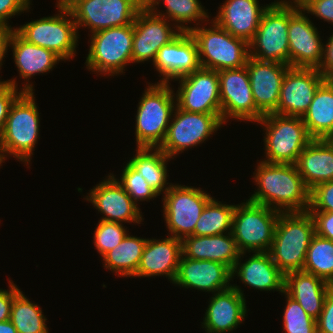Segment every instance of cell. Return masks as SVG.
<instances>
[{
  "instance_id": "1",
  "label": "cell",
  "mask_w": 333,
  "mask_h": 333,
  "mask_svg": "<svg viewBox=\"0 0 333 333\" xmlns=\"http://www.w3.org/2000/svg\"><path fill=\"white\" fill-rule=\"evenodd\" d=\"M257 190L248 199L280 212H304L310 208V190L296 164H272L259 161L255 169Z\"/></svg>"
},
{
  "instance_id": "2",
  "label": "cell",
  "mask_w": 333,
  "mask_h": 333,
  "mask_svg": "<svg viewBox=\"0 0 333 333\" xmlns=\"http://www.w3.org/2000/svg\"><path fill=\"white\" fill-rule=\"evenodd\" d=\"M315 234V222L309 211L280 212L269 254L284 275L303 270Z\"/></svg>"
},
{
  "instance_id": "3",
  "label": "cell",
  "mask_w": 333,
  "mask_h": 333,
  "mask_svg": "<svg viewBox=\"0 0 333 333\" xmlns=\"http://www.w3.org/2000/svg\"><path fill=\"white\" fill-rule=\"evenodd\" d=\"M155 83L148 84L144 89L145 93L137 106L135 115L137 147L159 148L161 146L176 107V97L170 87L171 83Z\"/></svg>"
},
{
  "instance_id": "4",
  "label": "cell",
  "mask_w": 333,
  "mask_h": 333,
  "mask_svg": "<svg viewBox=\"0 0 333 333\" xmlns=\"http://www.w3.org/2000/svg\"><path fill=\"white\" fill-rule=\"evenodd\" d=\"M34 96V92H23L14 101L0 137L5 159L7 155L13 156L26 166L30 165L40 134V115Z\"/></svg>"
},
{
  "instance_id": "5",
  "label": "cell",
  "mask_w": 333,
  "mask_h": 333,
  "mask_svg": "<svg viewBox=\"0 0 333 333\" xmlns=\"http://www.w3.org/2000/svg\"><path fill=\"white\" fill-rule=\"evenodd\" d=\"M212 26H194L189 31L195 39L201 68L222 71L246 66L249 43L235 37L210 19Z\"/></svg>"
},
{
  "instance_id": "6",
  "label": "cell",
  "mask_w": 333,
  "mask_h": 333,
  "mask_svg": "<svg viewBox=\"0 0 333 333\" xmlns=\"http://www.w3.org/2000/svg\"><path fill=\"white\" fill-rule=\"evenodd\" d=\"M264 126L266 160L272 164H296L300 153L313 140L302 117L275 113L264 115L258 122Z\"/></svg>"
},
{
  "instance_id": "7",
  "label": "cell",
  "mask_w": 333,
  "mask_h": 333,
  "mask_svg": "<svg viewBox=\"0 0 333 333\" xmlns=\"http://www.w3.org/2000/svg\"><path fill=\"white\" fill-rule=\"evenodd\" d=\"M56 6L58 14L32 20L18 28L14 27V30L28 43L54 52L65 62L75 56L79 34L68 7Z\"/></svg>"
},
{
  "instance_id": "8",
  "label": "cell",
  "mask_w": 333,
  "mask_h": 333,
  "mask_svg": "<svg viewBox=\"0 0 333 333\" xmlns=\"http://www.w3.org/2000/svg\"><path fill=\"white\" fill-rule=\"evenodd\" d=\"M133 36V23L92 33L85 62L87 70L105 76L125 73L126 65L132 63Z\"/></svg>"
},
{
  "instance_id": "9",
  "label": "cell",
  "mask_w": 333,
  "mask_h": 333,
  "mask_svg": "<svg viewBox=\"0 0 333 333\" xmlns=\"http://www.w3.org/2000/svg\"><path fill=\"white\" fill-rule=\"evenodd\" d=\"M280 211L250 201L236 205L231 233L239 251L269 252Z\"/></svg>"
},
{
  "instance_id": "10",
  "label": "cell",
  "mask_w": 333,
  "mask_h": 333,
  "mask_svg": "<svg viewBox=\"0 0 333 333\" xmlns=\"http://www.w3.org/2000/svg\"><path fill=\"white\" fill-rule=\"evenodd\" d=\"M249 57L289 65L288 4L284 0L269 3L263 12L249 42Z\"/></svg>"
},
{
  "instance_id": "11",
  "label": "cell",
  "mask_w": 333,
  "mask_h": 333,
  "mask_svg": "<svg viewBox=\"0 0 333 333\" xmlns=\"http://www.w3.org/2000/svg\"><path fill=\"white\" fill-rule=\"evenodd\" d=\"M165 139L159 147L170 158L198 146L223 125L221 113L187 112L177 105L173 111Z\"/></svg>"
},
{
  "instance_id": "12",
  "label": "cell",
  "mask_w": 333,
  "mask_h": 333,
  "mask_svg": "<svg viewBox=\"0 0 333 333\" xmlns=\"http://www.w3.org/2000/svg\"><path fill=\"white\" fill-rule=\"evenodd\" d=\"M213 197L202 188L171 184L163 194V217L170 236L182 240L194 233L196 222Z\"/></svg>"
},
{
  "instance_id": "13",
  "label": "cell",
  "mask_w": 333,
  "mask_h": 333,
  "mask_svg": "<svg viewBox=\"0 0 333 333\" xmlns=\"http://www.w3.org/2000/svg\"><path fill=\"white\" fill-rule=\"evenodd\" d=\"M144 0H73L67 7L77 31L87 27L90 33L134 23Z\"/></svg>"
},
{
  "instance_id": "14",
  "label": "cell",
  "mask_w": 333,
  "mask_h": 333,
  "mask_svg": "<svg viewBox=\"0 0 333 333\" xmlns=\"http://www.w3.org/2000/svg\"><path fill=\"white\" fill-rule=\"evenodd\" d=\"M221 120L258 122L264 115L253 100L247 67L218 71Z\"/></svg>"
},
{
  "instance_id": "15",
  "label": "cell",
  "mask_w": 333,
  "mask_h": 333,
  "mask_svg": "<svg viewBox=\"0 0 333 333\" xmlns=\"http://www.w3.org/2000/svg\"><path fill=\"white\" fill-rule=\"evenodd\" d=\"M176 105L187 112L221 113L218 71L200 68L176 79Z\"/></svg>"
},
{
  "instance_id": "16",
  "label": "cell",
  "mask_w": 333,
  "mask_h": 333,
  "mask_svg": "<svg viewBox=\"0 0 333 333\" xmlns=\"http://www.w3.org/2000/svg\"><path fill=\"white\" fill-rule=\"evenodd\" d=\"M171 25L169 20L143 6L133 23L132 63L154 62L158 50L181 33L174 24Z\"/></svg>"
},
{
  "instance_id": "17",
  "label": "cell",
  "mask_w": 333,
  "mask_h": 333,
  "mask_svg": "<svg viewBox=\"0 0 333 333\" xmlns=\"http://www.w3.org/2000/svg\"><path fill=\"white\" fill-rule=\"evenodd\" d=\"M303 10L288 5L289 66L317 68L322 60L320 33Z\"/></svg>"
},
{
  "instance_id": "18",
  "label": "cell",
  "mask_w": 333,
  "mask_h": 333,
  "mask_svg": "<svg viewBox=\"0 0 333 333\" xmlns=\"http://www.w3.org/2000/svg\"><path fill=\"white\" fill-rule=\"evenodd\" d=\"M325 80L316 68L289 67L283 79L278 115L303 117L319 85Z\"/></svg>"
},
{
  "instance_id": "19",
  "label": "cell",
  "mask_w": 333,
  "mask_h": 333,
  "mask_svg": "<svg viewBox=\"0 0 333 333\" xmlns=\"http://www.w3.org/2000/svg\"><path fill=\"white\" fill-rule=\"evenodd\" d=\"M85 197L104 216L100 220L117 223H137L144 220L140 207L112 174L96 184Z\"/></svg>"
},
{
  "instance_id": "20",
  "label": "cell",
  "mask_w": 333,
  "mask_h": 333,
  "mask_svg": "<svg viewBox=\"0 0 333 333\" xmlns=\"http://www.w3.org/2000/svg\"><path fill=\"white\" fill-rule=\"evenodd\" d=\"M160 73L159 83H170L201 68L198 47L190 32H181L162 46L153 62Z\"/></svg>"
},
{
  "instance_id": "21",
  "label": "cell",
  "mask_w": 333,
  "mask_h": 333,
  "mask_svg": "<svg viewBox=\"0 0 333 333\" xmlns=\"http://www.w3.org/2000/svg\"><path fill=\"white\" fill-rule=\"evenodd\" d=\"M240 286L214 293L203 318L206 333H226L237 329L247 315L246 299Z\"/></svg>"
},
{
  "instance_id": "22",
  "label": "cell",
  "mask_w": 333,
  "mask_h": 333,
  "mask_svg": "<svg viewBox=\"0 0 333 333\" xmlns=\"http://www.w3.org/2000/svg\"><path fill=\"white\" fill-rule=\"evenodd\" d=\"M246 67L257 109L263 115L274 113L278 107L283 79L290 66L249 57Z\"/></svg>"
},
{
  "instance_id": "23",
  "label": "cell",
  "mask_w": 333,
  "mask_h": 333,
  "mask_svg": "<svg viewBox=\"0 0 333 333\" xmlns=\"http://www.w3.org/2000/svg\"><path fill=\"white\" fill-rule=\"evenodd\" d=\"M231 281V270L226 265L182 255L173 284L214 294L229 289Z\"/></svg>"
},
{
  "instance_id": "24",
  "label": "cell",
  "mask_w": 333,
  "mask_h": 333,
  "mask_svg": "<svg viewBox=\"0 0 333 333\" xmlns=\"http://www.w3.org/2000/svg\"><path fill=\"white\" fill-rule=\"evenodd\" d=\"M182 256L181 240L173 236L165 239H148L143 250L136 277L166 276L174 282L180 258Z\"/></svg>"
},
{
  "instance_id": "25",
  "label": "cell",
  "mask_w": 333,
  "mask_h": 333,
  "mask_svg": "<svg viewBox=\"0 0 333 333\" xmlns=\"http://www.w3.org/2000/svg\"><path fill=\"white\" fill-rule=\"evenodd\" d=\"M253 255L248 259L244 258L246 252H242L239 259L231 270V279L239 277L245 286L260 291H279L284 293L285 275L279 270L272 261L269 252H252ZM240 261V262H239Z\"/></svg>"
},
{
  "instance_id": "26",
  "label": "cell",
  "mask_w": 333,
  "mask_h": 333,
  "mask_svg": "<svg viewBox=\"0 0 333 333\" xmlns=\"http://www.w3.org/2000/svg\"><path fill=\"white\" fill-rule=\"evenodd\" d=\"M268 4L259 5L258 0H226L219 7L214 21L231 35L248 43L253 39Z\"/></svg>"
},
{
  "instance_id": "27",
  "label": "cell",
  "mask_w": 333,
  "mask_h": 333,
  "mask_svg": "<svg viewBox=\"0 0 333 333\" xmlns=\"http://www.w3.org/2000/svg\"><path fill=\"white\" fill-rule=\"evenodd\" d=\"M8 47L13 49V59L19 76L28 82L20 89L22 92H33L34 86L28 80L36 74L52 71L53 67L62 60L54 52L28 43L15 30L11 33Z\"/></svg>"
},
{
  "instance_id": "28",
  "label": "cell",
  "mask_w": 333,
  "mask_h": 333,
  "mask_svg": "<svg viewBox=\"0 0 333 333\" xmlns=\"http://www.w3.org/2000/svg\"><path fill=\"white\" fill-rule=\"evenodd\" d=\"M181 243L184 257L220 262L230 270L241 254L231 232L212 236L190 235L184 237Z\"/></svg>"
},
{
  "instance_id": "29",
  "label": "cell",
  "mask_w": 333,
  "mask_h": 333,
  "mask_svg": "<svg viewBox=\"0 0 333 333\" xmlns=\"http://www.w3.org/2000/svg\"><path fill=\"white\" fill-rule=\"evenodd\" d=\"M332 288L333 286L323 279L304 271H293L285 275L284 292L315 320L321 314L325 299Z\"/></svg>"
},
{
  "instance_id": "30",
  "label": "cell",
  "mask_w": 333,
  "mask_h": 333,
  "mask_svg": "<svg viewBox=\"0 0 333 333\" xmlns=\"http://www.w3.org/2000/svg\"><path fill=\"white\" fill-rule=\"evenodd\" d=\"M296 166L310 191L332 181L333 139H313L300 153Z\"/></svg>"
},
{
  "instance_id": "31",
  "label": "cell",
  "mask_w": 333,
  "mask_h": 333,
  "mask_svg": "<svg viewBox=\"0 0 333 333\" xmlns=\"http://www.w3.org/2000/svg\"><path fill=\"white\" fill-rule=\"evenodd\" d=\"M312 139H333V88L324 80L302 117Z\"/></svg>"
},
{
  "instance_id": "32",
  "label": "cell",
  "mask_w": 333,
  "mask_h": 333,
  "mask_svg": "<svg viewBox=\"0 0 333 333\" xmlns=\"http://www.w3.org/2000/svg\"><path fill=\"white\" fill-rule=\"evenodd\" d=\"M136 154L127 163L139 174L159 195L170 188L168 183L167 162L172 159L159 148L137 147ZM169 184V185H168ZM168 185V186H167Z\"/></svg>"
},
{
  "instance_id": "33",
  "label": "cell",
  "mask_w": 333,
  "mask_h": 333,
  "mask_svg": "<svg viewBox=\"0 0 333 333\" xmlns=\"http://www.w3.org/2000/svg\"><path fill=\"white\" fill-rule=\"evenodd\" d=\"M147 239L127 234L114 249L108 251L101 258L107 270L119 277H133L139 267Z\"/></svg>"
},
{
  "instance_id": "34",
  "label": "cell",
  "mask_w": 333,
  "mask_h": 333,
  "mask_svg": "<svg viewBox=\"0 0 333 333\" xmlns=\"http://www.w3.org/2000/svg\"><path fill=\"white\" fill-rule=\"evenodd\" d=\"M162 1L164 7H166V12L163 11V13L157 10L156 7H159ZM144 6L154 14L175 22L173 24L181 32H189L192 29L191 26H187L189 22H195L198 26L201 25L199 21L201 23L202 21H209L208 12L205 11L199 0H144Z\"/></svg>"
},
{
  "instance_id": "35",
  "label": "cell",
  "mask_w": 333,
  "mask_h": 333,
  "mask_svg": "<svg viewBox=\"0 0 333 333\" xmlns=\"http://www.w3.org/2000/svg\"><path fill=\"white\" fill-rule=\"evenodd\" d=\"M235 207L212 198L203 209L192 235L212 236L231 232Z\"/></svg>"
},
{
  "instance_id": "36",
  "label": "cell",
  "mask_w": 333,
  "mask_h": 333,
  "mask_svg": "<svg viewBox=\"0 0 333 333\" xmlns=\"http://www.w3.org/2000/svg\"><path fill=\"white\" fill-rule=\"evenodd\" d=\"M17 330V333H48L46 318L42 309L22 291L14 298L9 319Z\"/></svg>"
},
{
  "instance_id": "37",
  "label": "cell",
  "mask_w": 333,
  "mask_h": 333,
  "mask_svg": "<svg viewBox=\"0 0 333 333\" xmlns=\"http://www.w3.org/2000/svg\"><path fill=\"white\" fill-rule=\"evenodd\" d=\"M302 271L314 274L333 286V240L315 234Z\"/></svg>"
},
{
  "instance_id": "38",
  "label": "cell",
  "mask_w": 333,
  "mask_h": 333,
  "mask_svg": "<svg viewBox=\"0 0 333 333\" xmlns=\"http://www.w3.org/2000/svg\"><path fill=\"white\" fill-rule=\"evenodd\" d=\"M286 306L283 313V330L285 333H317L316 320L310 317L300 304L283 293Z\"/></svg>"
},
{
  "instance_id": "39",
  "label": "cell",
  "mask_w": 333,
  "mask_h": 333,
  "mask_svg": "<svg viewBox=\"0 0 333 333\" xmlns=\"http://www.w3.org/2000/svg\"><path fill=\"white\" fill-rule=\"evenodd\" d=\"M122 223L99 220L94 231V245L101 257L114 249L128 234Z\"/></svg>"
},
{
  "instance_id": "40",
  "label": "cell",
  "mask_w": 333,
  "mask_h": 333,
  "mask_svg": "<svg viewBox=\"0 0 333 333\" xmlns=\"http://www.w3.org/2000/svg\"><path fill=\"white\" fill-rule=\"evenodd\" d=\"M122 170L120 180L118 178L116 179L137 205L138 201H150V199L153 198L154 200V198L159 196V194L151 188L146 180L128 163Z\"/></svg>"
},
{
  "instance_id": "41",
  "label": "cell",
  "mask_w": 333,
  "mask_h": 333,
  "mask_svg": "<svg viewBox=\"0 0 333 333\" xmlns=\"http://www.w3.org/2000/svg\"><path fill=\"white\" fill-rule=\"evenodd\" d=\"M309 212H333V180L321 183L310 191Z\"/></svg>"
},
{
  "instance_id": "42",
  "label": "cell",
  "mask_w": 333,
  "mask_h": 333,
  "mask_svg": "<svg viewBox=\"0 0 333 333\" xmlns=\"http://www.w3.org/2000/svg\"><path fill=\"white\" fill-rule=\"evenodd\" d=\"M18 90L15 79L0 82V137L12 104L23 93L21 90L18 92Z\"/></svg>"
},
{
  "instance_id": "43",
  "label": "cell",
  "mask_w": 333,
  "mask_h": 333,
  "mask_svg": "<svg viewBox=\"0 0 333 333\" xmlns=\"http://www.w3.org/2000/svg\"><path fill=\"white\" fill-rule=\"evenodd\" d=\"M31 0H0V25L9 26L11 17L30 9ZM10 18V19H9Z\"/></svg>"
},
{
  "instance_id": "44",
  "label": "cell",
  "mask_w": 333,
  "mask_h": 333,
  "mask_svg": "<svg viewBox=\"0 0 333 333\" xmlns=\"http://www.w3.org/2000/svg\"><path fill=\"white\" fill-rule=\"evenodd\" d=\"M317 333H333V288L329 291L321 314L316 320Z\"/></svg>"
},
{
  "instance_id": "45",
  "label": "cell",
  "mask_w": 333,
  "mask_h": 333,
  "mask_svg": "<svg viewBox=\"0 0 333 333\" xmlns=\"http://www.w3.org/2000/svg\"><path fill=\"white\" fill-rule=\"evenodd\" d=\"M315 222L318 236L333 240V212H310Z\"/></svg>"
},
{
  "instance_id": "46",
  "label": "cell",
  "mask_w": 333,
  "mask_h": 333,
  "mask_svg": "<svg viewBox=\"0 0 333 333\" xmlns=\"http://www.w3.org/2000/svg\"><path fill=\"white\" fill-rule=\"evenodd\" d=\"M16 284L9 279V289H0V322L10 319L13 298L20 292Z\"/></svg>"
},
{
  "instance_id": "47",
  "label": "cell",
  "mask_w": 333,
  "mask_h": 333,
  "mask_svg": "<svg viewBox=\"0 0 333 333\" xmlns=\"http://www.w3.org/2000/svg\"><path fill=\"white\" fill-rule=\"evenodd\" d=\"M303 11L333 24V0H315Z\"/></svg>"
},
{
  "instance_id": "48",
  "label": "cell",
  "mask_w": 333,
  "mask_h": 333,
  "mask_svg": "<svg viewBox=\"0 0 333 333\" xmlns=\"http://www.w3.org/2000/svg\"><path fill=\"white\" fill-rule=\"evenodd\" d=\"M323 76L333 69V32L325 45H323L322 60L316 68Z\"/></svg>"
},
{
  "instance_id": "49",
  "label": "cell",
  "mask_w": 333,
  "mask_h": 333,
  "mask_svg": "<svg viewBox=\"0 0 333 333\" xmlns=\"http://www.w3.org/2000/svg\"><path fill=\"white\" fill-rule=\"evenodd\" d=\"M13 27H7L0 25V70L2 67L3 58L5 57L7 51H8V42L11 36V33L13 32Z\"/></svg>"
},
{
  "instance_id": "50",
  "label": "cell",
  "mask_w": 333,
  "mask_h": 333,
  "mask_svg": "<svg viewBox=\"0 0 333 333\" xmlns=\"http://www.w3.org/2000/svg\"><path fill=\"white\" fill-rule=\"evenodd\" d=\"M288 5L292 6L296 10H304L309 4L315 0H284ZM293 1V2H292Z\"/></svg>"
},
{
  "instance_id": "51",
  "label": "cell",
  "mask_w": 333,
  "mask_h": 333,
  "mask_svg": "<svg viewBox=\"0 0 333 333\" xmlns=\"http://www.w3.org/2000/svg\"><path fill=\"white\" fill-rule=\"evenodd\" d=\"M0 333H17L16 328L10 320L0 322Z\"/></svg>"
},
{
  "instance_id": "52",
  "label": "cell",
  "mask_w": 333,
  "mask_h": 333,
  "mask_svg": "<svg viewBox=\"0 0 333 333\" xmlns=\"http://www.w3.org/2000/svg\"><path fill=\"white\" fill-rule=\"evenodd\" d=\"M325 80L333 88V69L325 75Z\"/></svg>"
},
{
  "instance_id": "53",
  "label": "cell",
  "mask_w": 333,
  "mask_h": 333,
  "mask_svg": "<svg viewBox=\"0 0 333 333\" xmlns=\"http://www.w3.org/2000/svg\"><path fill=\"white\" fill-rule=\"evenodd\" d=\"M73 0H58L56 5L68 6Z\"/></svg>"
},
{
  "instance_id": "54",
  "label": "cell",
  "mask_w": 333,
  "mask_h": 333,
  "mask_svg": "<svg viewBox=\"0 0 333 333\" xmlns=\"http://www.w3.org/2000/svg\"><path fill=\"white\" fill-rule=\"evenodd\" d=\"M5 157H4V154H3V151H2V148H1V145H0V166H2V163H4L5 161Z\"/></svg>"
}]
</instances>
